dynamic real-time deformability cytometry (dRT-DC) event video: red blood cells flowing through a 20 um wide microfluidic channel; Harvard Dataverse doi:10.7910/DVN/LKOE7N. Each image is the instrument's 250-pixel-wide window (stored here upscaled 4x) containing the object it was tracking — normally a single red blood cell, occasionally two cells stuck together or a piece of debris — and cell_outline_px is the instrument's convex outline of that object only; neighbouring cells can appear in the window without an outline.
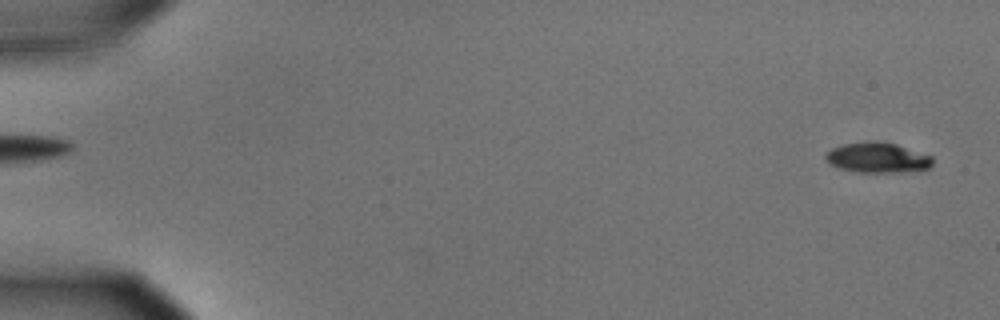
{"species": "common noctule bat (a hibernating species)", "species_latin": "Nyctalus noctula", "temperature_condition": "cold", "stored_images_in_passage": 51, "camera_frame_rate_fps": 3000, "um_per_image_px": 0.085, "animal": {"sex": "male", "body_mass_g": 15.6}, "frame": {"image": 1, "passage_image": 2, "time_ms": 0.333, "image_size_px": [1000, 320], "cell_outline_px": [[932, 168], [908, 172], [856, 172], [840, 168], [828, 164], [824, 156], [824, 152], [832, 148], [844, 144], [872, 140], [880, 140], [896, 144], [932, 156]], "centroid_in_image_um": [74.57, 13.4], "position_along_channel_um": 10.4, "area_um2": 19.19}}
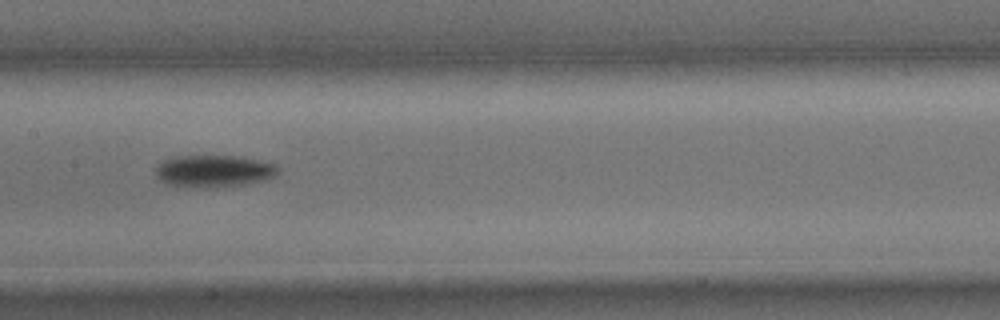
{"frame": {"image": 2, "passage_image": 29, "time_ms": 9.333, "image_size_px": [1000, 320], "cell_outline_px": [[280, 172], [276, 176], [264, 180], [244, 184], [164, 184], [156, 176], [156, 164], [160, 160], [172, 156], [244, 156], [276, 164], [280, 168]], "centroid_in_image_um": [18.21, 14.46], "position_along_channel_um": 189.2, "area_um2": 22.2}}
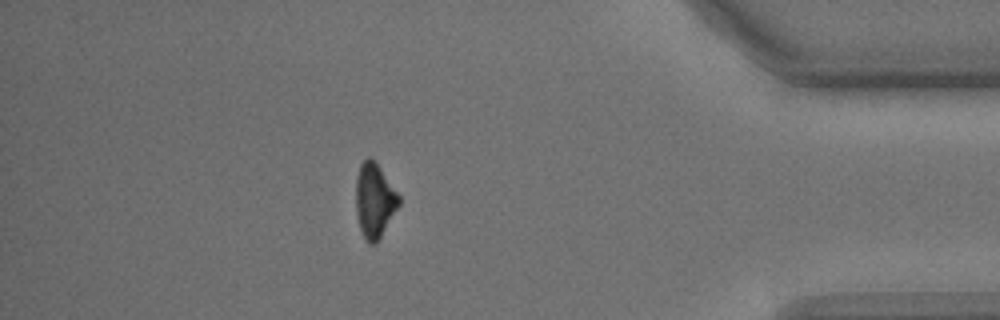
{"frame": {"image": 3, "passage_image": 50, "time_ms": 16.333, "image_size_px": [1000, 320], "cell_outline_px": [[400, 204], [376, 244], [368, 244], [360, 228], [356, 212], [356, 176], [360, 164], [368, 156], [380, 168], [400, 196]], "centroid_in_image_um": [31.82, 17.05], "position_along_channel_um": 403.4, "area_um2": 18.44}}